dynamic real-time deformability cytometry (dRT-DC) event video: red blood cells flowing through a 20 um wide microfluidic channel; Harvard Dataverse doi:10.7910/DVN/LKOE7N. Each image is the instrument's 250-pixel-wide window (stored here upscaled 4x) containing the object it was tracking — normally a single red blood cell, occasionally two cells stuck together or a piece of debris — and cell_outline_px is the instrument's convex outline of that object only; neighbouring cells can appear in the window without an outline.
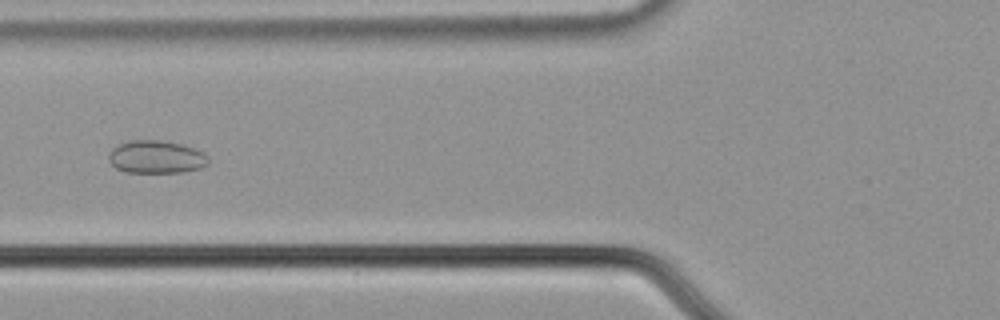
{"species": "common noctule bat (a hibernating species)", "species_latin": "Nyctalus noctula", "temperature_condition": "cold", "stored_images_in_passage": 51, "camera_frame_rate_fps": 3000, "um_per_image_px": 0.085, "animal": {"sex": "male", "body_mass_g": 21.5, "forearm_length_mm": 52.0}, "frame": {"image": 1, "passage_image": 17, "time_ms": 5.333, "image_size_px": [1000, 320], "cell_outline_px": [[208, 164], [200, 168], [184, 172], [128, 172], [116, 168], [108, 160], [108, 156], [112, 148], [128, 140], [160, 140], [180, 144], [204, 152], [208, 156]], "centroid_in_image_um": [13.27, 13.34], "position_along_channel_um": 112.5, "area_um2": 19.02}}
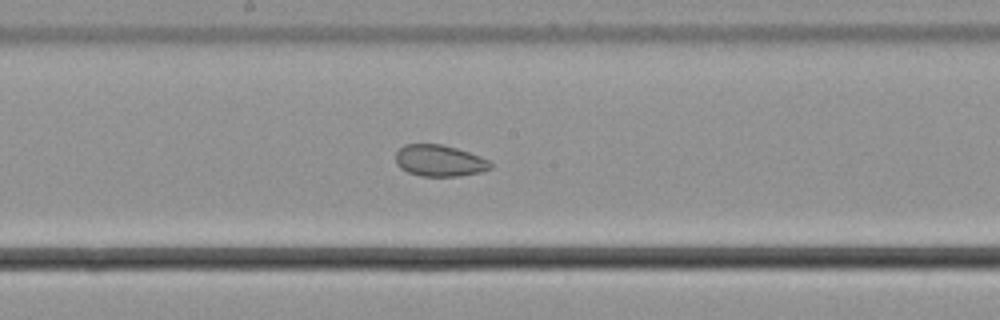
{"frame": {"image": 2, "passage_image": 25, "time_ms": 8.0, "image_size_px": [1000, 320], "cell_outline_px": [[492, 168], [480, 172], [456, 176], [420, 176], [408, 172], [400, 168], [396, 164], [396, 152], [404, 144], [440, 144], [456, 148], [480, 156], [488, 160], [492, 164]], "centroid_in_image_um": [37.34, 13.66], "position_along_channel_um": 210.9, "area_um2": 17.34}}
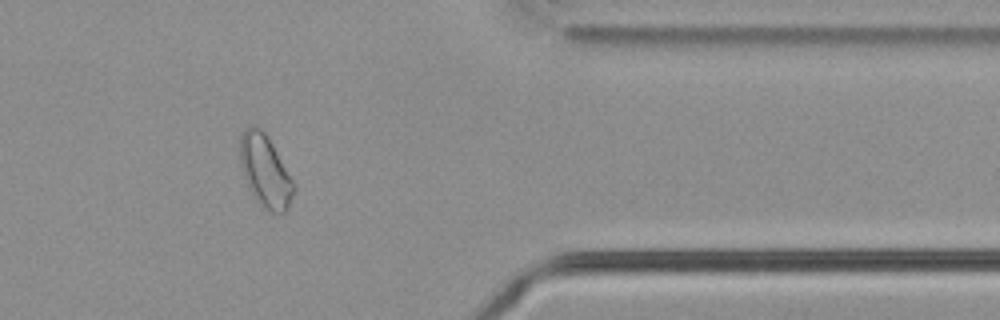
{"frame": {"image": 3, "passage_image": 41, "time_ms": 13.333, "image_size_px": [1000, 320], "cell_outline_px": [[296, 188], [288, 208], [284, 212], [268, 212], [256, 200], [248, 188], [240, 164], [240, 136], [244, 128], [252, 124], [256, 124], [268, 136], [296, 184]], "centroid_in_image_um": [22.55, 14.52], "position_along_channel_um": 388.9, "area_um2": 22.95}, "authors_computed_cell_mechanics": {"area_um2": 21.4438, "velocity_mm_per_s": 3.6897, "shape_relaxation_time_tau1_ms": null, "shape_relaxation_time_tau2_ms": 2.6778, "deformation_change_tau1": null, "deformation_change_tau2": 0.0608}}